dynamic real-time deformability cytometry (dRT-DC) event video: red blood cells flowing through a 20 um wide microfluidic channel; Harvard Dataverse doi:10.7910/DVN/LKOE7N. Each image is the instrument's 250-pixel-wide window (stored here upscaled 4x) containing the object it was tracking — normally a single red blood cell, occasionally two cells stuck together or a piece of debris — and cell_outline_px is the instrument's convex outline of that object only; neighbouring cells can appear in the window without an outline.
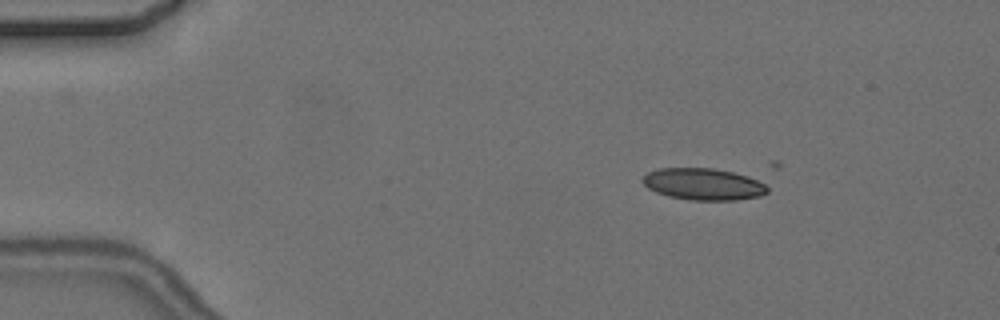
{"species": "common noctule bat (a hibernating species)", "species_latin": "Nyctalus noctula", "temperature_condition": "cold", "stored_images_in_passage": 4, "camera_frame_rate_fps": 3000, "um_per_image_px": 0.085, "animal": {"sex": "female", "body_mass_g": 24.6, "forearm_length_mm": 56.2}, "frame": {"image": 1, "passage_image": 2, "time_ms": 2.0, "image_size_px": [1000, 320], "cell_outline_px": [[768, 192], [760, 196], [736, 200], [688, 200], [668, 196], [656, 192], [648, 188], [640, 180], [648, 172], [660, 168], [712, 168], [732, 172], [748, 176], [764, 184], [768, 188]], "centroid_in_image_um": [59.76, 15.66], "position_along_channel_um": 25.2, "area_um2": 23.06}}